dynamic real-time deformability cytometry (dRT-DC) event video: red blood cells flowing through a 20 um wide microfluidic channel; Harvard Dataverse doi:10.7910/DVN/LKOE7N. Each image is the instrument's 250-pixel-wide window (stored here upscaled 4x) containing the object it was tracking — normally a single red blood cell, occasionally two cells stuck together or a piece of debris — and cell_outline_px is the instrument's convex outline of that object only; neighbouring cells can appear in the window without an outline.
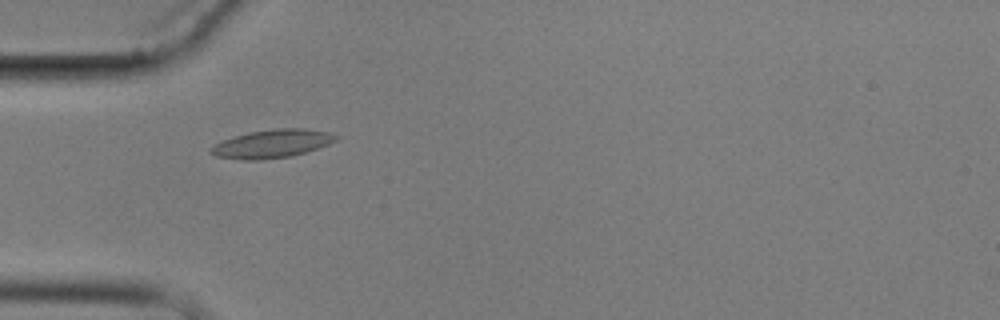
{"species": "common noctule bat (a hibernating species)", "species_latin": "Nyctalus noctula", "temperature_condition": "cold", "stored_images_in_passage": 7, "camera_frame_rate_fps": 3000, "um_per_image_px": 0.085, "animal": {"sex": "male", "body_mass_g": 17.9}, "frame": {"image": 1, "passage_image": 5, "time_ms": 4.667, "image_size_px": [1000, 320], "cell_outline_px": [[340, 136], [336, 140], [328, 144], [292, 156], [260, 160], [240, 160], [216, 156], [208, 152], [208, 148], [224, 140], [248, 132], [276, 128], [304, 128], [328, 132]], "centroid_in_image_um": [23.1, 12.22], "position_along_channel_um": 61.9, "area_um2": 20.58}}
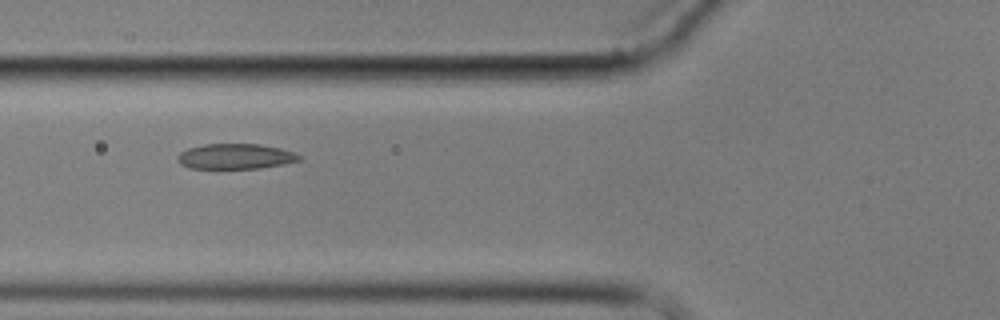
{"frame": {"image": 2, "passage_image": 6, "time_ms": 6.0, "image_size_px": [1000, 320], "cell_outline_px": [[304, 156], [300, 160], [284, 164], [260, 168], [188, 168], [180, 164], [176, 160], [180, 152], [188, 148], [204, 144], [260, 144], [280, 148]], "centroid_in_image_um": [20.01, 13.29], "position_along_channel_um": 105.8, "area_um2": 17.98}}
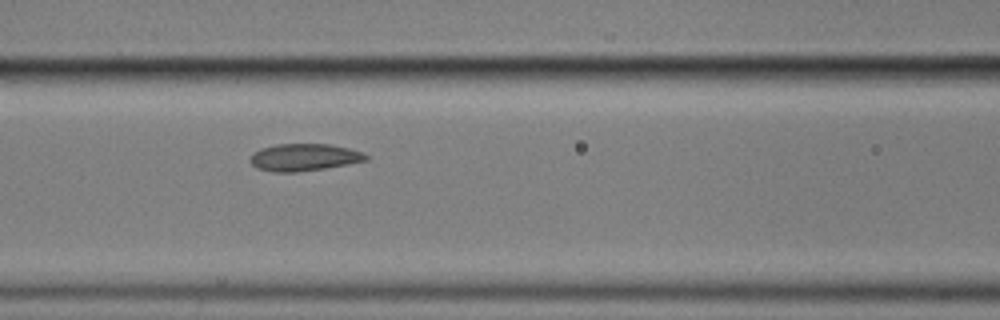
{"frame": {"image": 3, "passage_image": 7, "time_ms": 7.0, "image_size_px": [1000, 320], "cell_outline_px": [[368, 160], [348, 164], [324, 168], [296, 172], [272, 172], [256, 168], [252, 164], [252, 152], [260, 148], [276, 144], [328, 144], [348, 148], [360, 152], [368, 156]], "centroid_in_image_um": [25.82, 13.37], "position_along_channel_um": 140.8, "area_um2": 18.21}}